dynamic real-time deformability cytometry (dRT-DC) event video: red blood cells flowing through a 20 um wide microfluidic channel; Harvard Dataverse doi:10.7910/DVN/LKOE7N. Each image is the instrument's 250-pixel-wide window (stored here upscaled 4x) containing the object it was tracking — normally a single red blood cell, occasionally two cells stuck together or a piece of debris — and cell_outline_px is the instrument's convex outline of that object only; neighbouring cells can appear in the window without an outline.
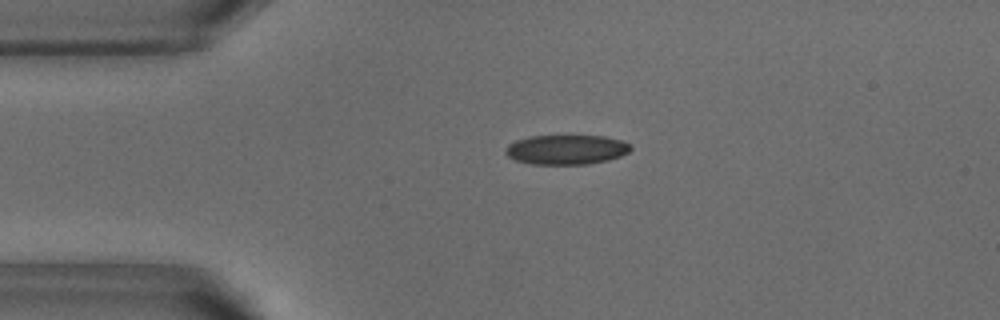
{"species": "common noctule bat (a hibernating species)", "species_latin": "Nyctalus noctula", "temperature_condition": "warm", "stored_images_in_passage": 42, "camera_frame_rate_fps": 3000, "um_per_image_px": 0.085, "animal": {"sex": "male", "body_mass_g": 18.8}, "frame": {"image": 1, "passage_image": 1, "time_ms": 0.0, "image_size_px": [1000, 320], "cell_outline_px": [[632, 148], [628, 152], [620, 156], [608, 160], [588, 164], [532, 164], [516, 160], [508, 156], [504, 152], [508, 144], [516, 140], [528, 136], [604, 136], [624, 140], [632, 144]], "centroid_in_image_um": [48.17, 12.71], "position_along_channel_um": 36.8, "area_um2": 21.73}}
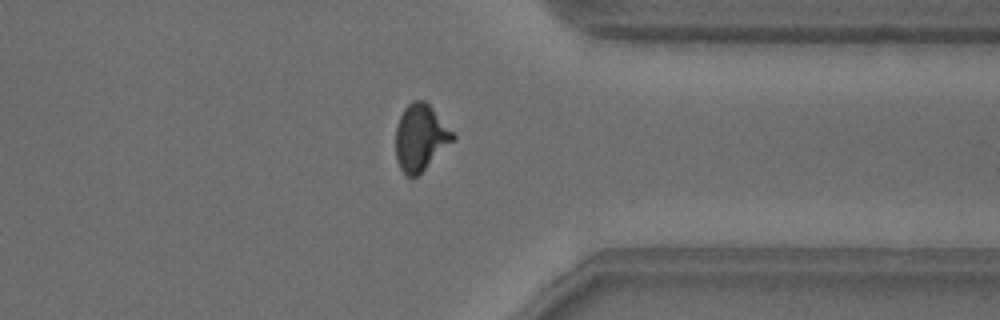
{"frame": {"image": 2, "passage_image": 30, "time_ms": 9.667, "image_size_px": [1000, 320], "cell_outline_px": [[456, 136], [412, 180], [400, 168], [396, 160], [396, 128], [400, 116], [404, 108], [412, 100], [424, 100], [432, 108]], "centroid_in_image_um": [35.69, 11.67], "position_along_channel_um": 375.7, "area_um2": 21.44}}
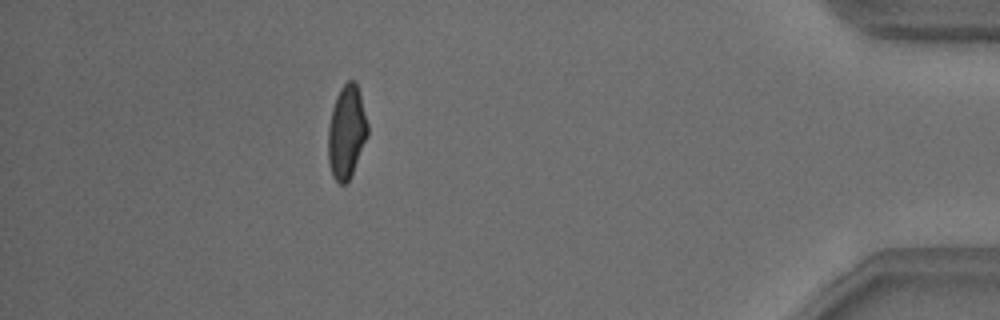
{"frame": {"image": 3, "passage_image": 36, "time_ms": 11.667, "image_size_px": [1000, 320], "cell_outline_px": [[368, 136], [352, 176], [344, 184], [340, 184], [332, 176], [328, 160], [328, 128], [332, 108], [336, 96], [340, 88], [348, 80], [356, 80], [360, 92], [368, 124]], "centroid_in_image_um": [29.47, 11.21], "position_along_channel_um": 405.7, "area_um2": 21.79}, "authors_computed_cell_mechanics": {"area_um2": 21.8195, "velocity_mm_per_s": 3.8391, "shape_relaxation_time_tau1_ms": 3.4719, "shape_relaxation_time_tau2_ms": 1.0075, "deformation_change_tau1": 0.1437, "deformation_change_tau2": 0.0757}}